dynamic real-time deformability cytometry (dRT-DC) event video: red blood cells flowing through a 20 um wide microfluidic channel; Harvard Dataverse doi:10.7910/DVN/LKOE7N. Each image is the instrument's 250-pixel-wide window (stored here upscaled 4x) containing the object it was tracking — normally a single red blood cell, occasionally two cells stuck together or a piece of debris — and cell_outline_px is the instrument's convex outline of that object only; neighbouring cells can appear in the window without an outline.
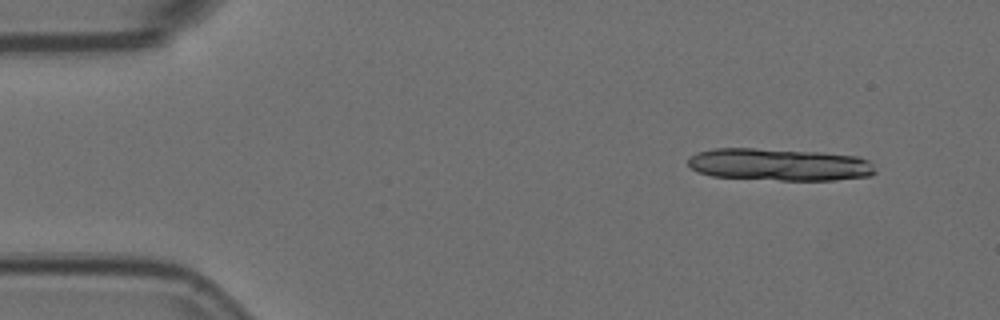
{"species": "Egyptian fruit bat (a non-hibernating species)", "species_latin": "Rousettus aegyptiacus", "temperature_condition": "room temperature", "stored_images_in_passage": 5, "camera_frame_rate_fps": 3000, "um_per_image_px": 0.085, "animal": {"sex": "female"}, "frame": {"image": 1, "passage_image": 2, "time_ms": 0.333, "image_size_px": [1000, 320], "cell_outline_px": [[876, 172], [872, 176], [832, 180], [780, 180], [712, 176], [700, 172], [692, 168], [688, 164], [688, 160], [692, 156], [700, 152], [712, 148], [756, 148], [820, 152], [860, 156], [868, 160], [872, 164]], "centroid_in_image_um": [66.29, 13.98], "position_along_channel_um": 18.7, "area_um2": 35.2}}